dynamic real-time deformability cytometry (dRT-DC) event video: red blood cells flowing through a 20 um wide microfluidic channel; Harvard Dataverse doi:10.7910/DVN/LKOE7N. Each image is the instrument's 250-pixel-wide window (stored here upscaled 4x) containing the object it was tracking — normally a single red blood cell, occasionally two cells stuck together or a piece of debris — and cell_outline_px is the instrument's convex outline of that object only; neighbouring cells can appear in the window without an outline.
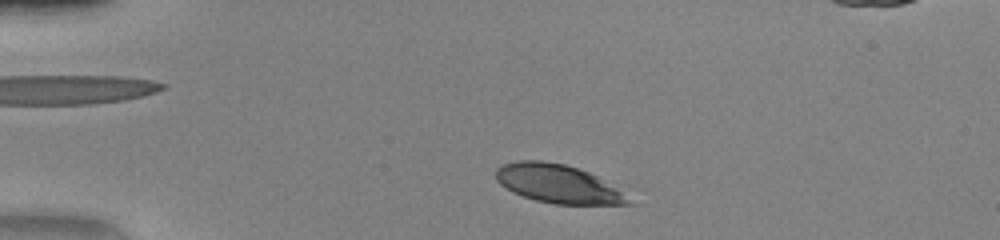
{"species": "human", "species_latin": "Homo sapiens", "temperature_condition": "warm", "stored_images_in_passage": 43, "camera_frame_rate_fps": 3000, "um_per_image_px": 0.085, "donor": {"sex": "female"}, "frame": {"image": 1, "passage_image": 3, "time_ms": 0.667, "image_size_px": [1000, 240], "cell_outline_px": [[636, 204], [556, 204], [536, 200], [512, 192], [500, 184], [496, 180], [496, 168], [504, 164], [516, 160], [540, 160], [564, 164], [588, 172], [628, 192]], "centroid_in_image_um": [47.5, 15.63], "position_along_channel_um": 37.5, "area_um2": 30.0}}
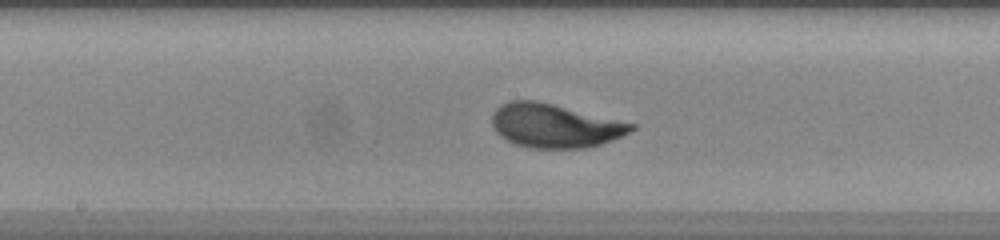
{"frame": {"image": 2, "passage_image": 19, "time_ms": 6.0, "image_size_px": [1000, 240], "cell_outline_px": [[636, 128], [620, 136], [600, 144], [588, 148], [528, 148], [516, 144], [500, 136], [492, 128], [492, 112], [500, 104], [508, 100], [536, 100], [636, 124]], "centroid_in_image_um": [47.09, 10.68], "position_along_channel_um": 201.1, "area_um2": 35.49}}
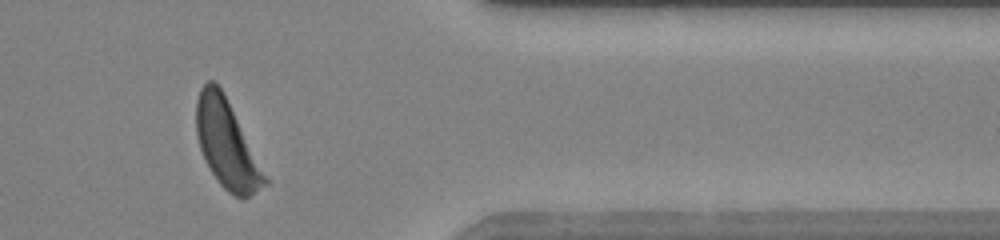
{"frame": {"image": 3, "passage_image": 34, "time_ms": 11.0, "image_size_px": [1000, 240], "cell_outline_px": [[268, 184], [244, 200], [228, 192], [220, 184], [212, 172], [200, 148], [196, 132], [196, 100], [200, 88], [208, 80], [216, 80], [224, 92], [268, 180]], "centroid_in_image_um": [19.26, 12.22], "position_along_channel_um": 392.1, "area_um2": 34.62}}